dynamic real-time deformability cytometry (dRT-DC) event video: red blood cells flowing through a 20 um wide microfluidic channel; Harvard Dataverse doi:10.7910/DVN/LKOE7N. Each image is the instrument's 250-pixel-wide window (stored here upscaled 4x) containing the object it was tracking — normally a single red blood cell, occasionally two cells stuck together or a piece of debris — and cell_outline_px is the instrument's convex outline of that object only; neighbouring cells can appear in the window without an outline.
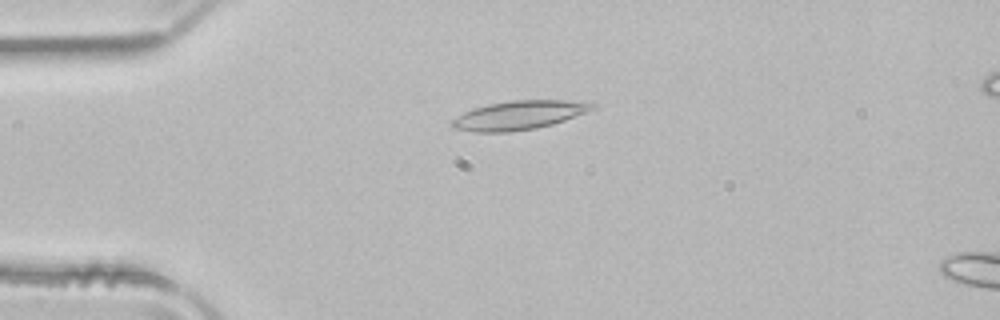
{"species": "common noctule bat (a hibernating species)", "species_latin": "Nyctalus noctula", "temperature_condition": "room temperature", "stored_images_in_passage": 16, "camera_frame_rate_fps": 3000, "um_per_image_px": 0.085, "animal": {"sex": "male", "body_mass_g": 21.5, "forearm_length_mm": 52.0}, "frame": {"image": 1, "passage_image": 12, "time_ms": 3.667, "image_size_px": [1000, 320], "cell_outline_px": [[596, 104], [592, 108], [584, 112], [564, 120], [552, 124], [536, 128], [512, 132], [472, 132], [452, 128], [448, 120], [472, 108], [488, 104], [512, 100], [564, 100]], "centroid_in_image_um": [43.97, 9.8], "position_along_channel_um": 41.0, "area_um2": 23.52}}